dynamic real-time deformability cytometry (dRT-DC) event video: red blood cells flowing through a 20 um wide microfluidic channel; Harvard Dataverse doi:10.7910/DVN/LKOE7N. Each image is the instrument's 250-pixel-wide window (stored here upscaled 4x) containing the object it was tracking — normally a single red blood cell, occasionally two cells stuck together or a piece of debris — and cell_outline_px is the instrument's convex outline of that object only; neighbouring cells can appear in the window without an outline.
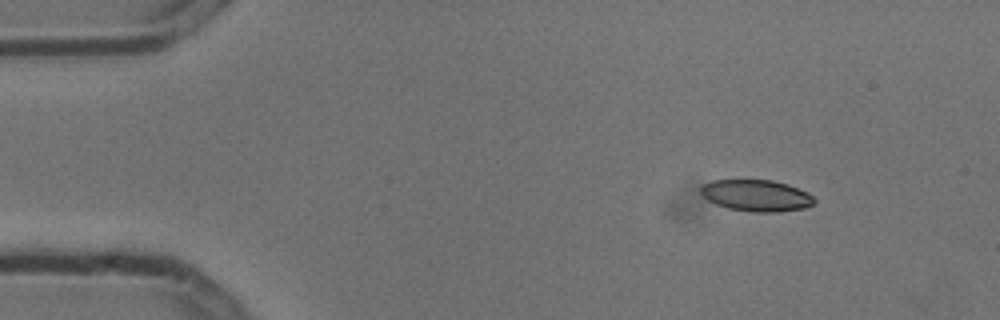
{"species": "common noctule bat (a hibernating species)", "species_latin": "Nyctalus noctula", "temperature_condition": "cold", "stored_images_in_passage": 5, "camera_frame_rate_fps": 3000, "um_per_image_px": 0.085, "animal": {"sex": "male", "body_mass_g": 13.3}, "frame": {"image": 1, "passage_image": 2, "time_ms": 0.333, "image_size_px": [1000, 320], "cell_outline_px": [[816, 200], [812, 204], [804, 208], [776, 212], [756, 212], [728, 208], [716, 204], [708, 200], [700, 192], [700, 188], [704, 184], [712, 180], [772, 180], [788, 184], [808, 192]], "centroid_in_image_um": [64.3, 16.61], "position_along_channel_um": 20.7, "area_um2": 20.75}}
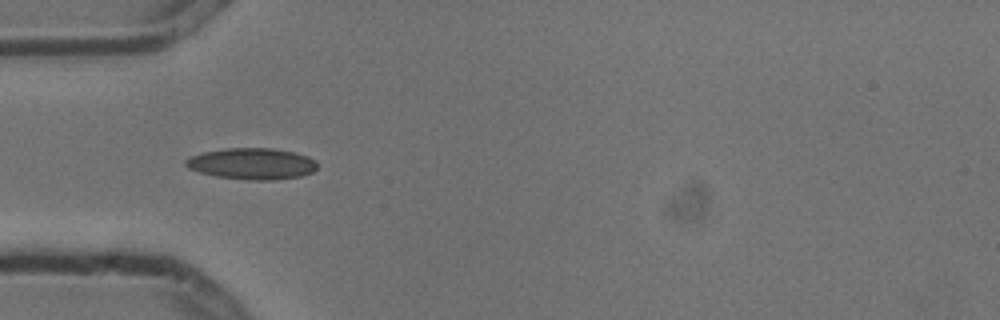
{"frame": {"image": 2, "passage_image": 5, "time_ms": 1.333, "image_size_px": [1000, 320], "cell_outline_px": [[316, 168], [312, 172], [300, 176], [272, 180], [248, 180], [216, 176], [200, 172], [188, 168], [184, 164], [184, 160], [192, 156], [204, 152], [224, 148], [272, 148], [292, 152], [308, 156], [316, 160]], "centroid_in_image_um": [21.41, 13.91], "position_along_channel_um": 63.6, "area_um2": 23.93}}